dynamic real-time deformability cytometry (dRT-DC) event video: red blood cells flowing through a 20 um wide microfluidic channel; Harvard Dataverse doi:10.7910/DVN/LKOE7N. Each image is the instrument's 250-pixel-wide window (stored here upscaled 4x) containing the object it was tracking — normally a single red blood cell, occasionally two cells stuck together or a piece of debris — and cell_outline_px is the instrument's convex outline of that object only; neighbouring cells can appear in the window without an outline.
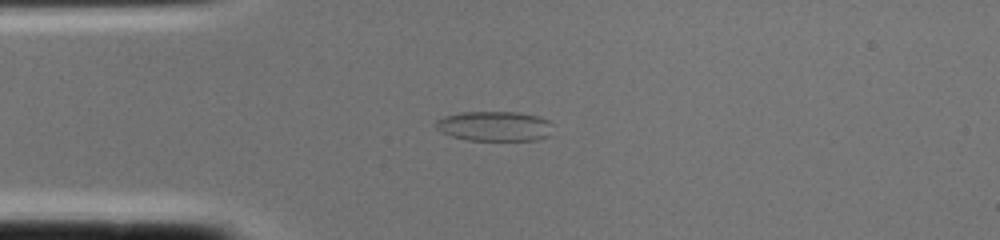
{"species": "common noctule bat (a hibernating species)", "species_latin": "Nyctalus noctula", "temperature_condition": "cold", "stored_images_in_passage": 1, "camera_frame_rate_fps": 3000, "um_per_image_px": 0.085, "animal": {"sex": "female", "body_mass_g": 22.0, "forearm_length_mm": 56.7}, "frame": {"image": 1, "passage_image": 1, "time_ms": 0.0, "image_size_px": [1000, 240], "cell_outline_px": [[552, 124], [548, 136], [536, 140], [468, 140], [452, 136], [436, 128], [436, 120], [444, 116], [460, 112], [516, 112], [540, 116], [548, 120]], "centroid_in_image_um": [42.05, 10.71], "position_along_channel_um": 43.0, "area_um2": 20.29}}